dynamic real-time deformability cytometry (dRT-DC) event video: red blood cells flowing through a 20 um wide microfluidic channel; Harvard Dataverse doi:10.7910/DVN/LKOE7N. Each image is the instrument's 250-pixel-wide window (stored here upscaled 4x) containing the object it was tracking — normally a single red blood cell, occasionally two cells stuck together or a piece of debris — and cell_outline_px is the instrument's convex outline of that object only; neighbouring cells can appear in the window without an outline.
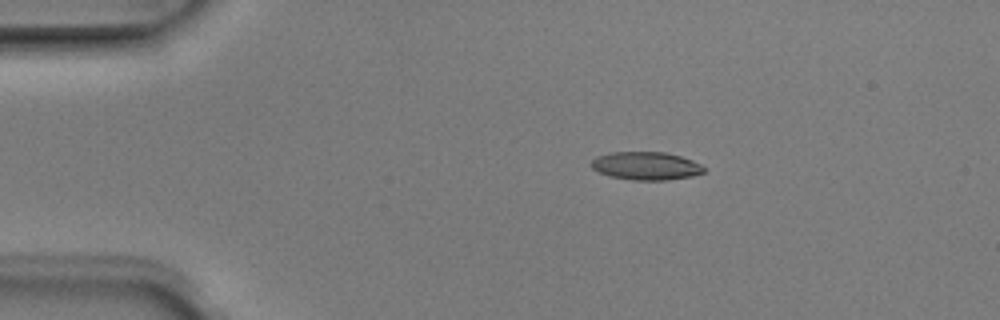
{"species": "Egyptian fruit bat (a non-hibernating species)", "species_latin": "Rousettus aegyptiacus", "temperature_condition": "room temperature", "stored_images_in_passage": 5, "camera_frame_rate_fps": 3000, "um_per_image_px": 0.085, "animal": {"sex": "male"}, "frame": {"image": 1, "passage_image": 3, "time_ms": 0.667, "image_size_px": [1000, 320], "cell_outline_px": [[704, 172], [692, 176], [668, 180], [632, 180], [608, 176], [592, 168], [588, 164], [596, 156], [608, 152], [664, 152], [680, 156], [692, 160], [700, 164], [704, 168]], "centroid_in_image_um": [54.86, 14.1], "position_along_channel_um": 30.1, "area_um2": 18.55}}
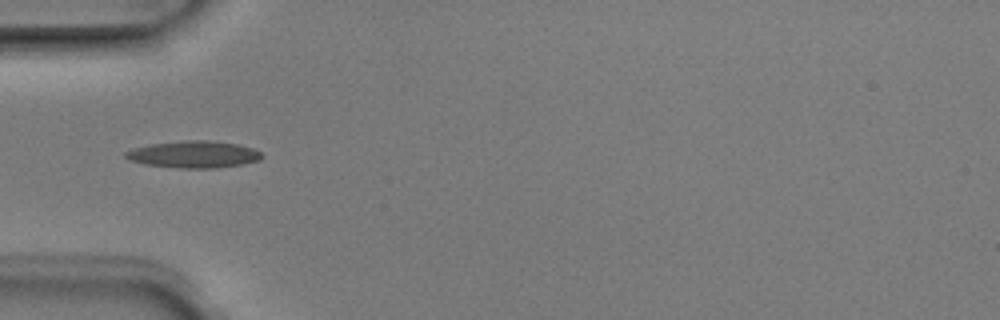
{"frame": {"image": 2, "passage_image": 5, "time_ms": 1.333, "image_size_px": [1000, 320], "cell_outline_px": [[264, 156], [260, 160], [240, 164], [216, 168], [180, 168], [144, 164], [128, 160], [124, 156], [124, 152], [132, 148], [148, 144], [184, 140], [208, 140], [236, 144], [252, 148], [260, 152]], "centroid_in_image_um": [16.41, 13.12], "position_along_channel_um": 68.6, "area_um2": 21.44}}